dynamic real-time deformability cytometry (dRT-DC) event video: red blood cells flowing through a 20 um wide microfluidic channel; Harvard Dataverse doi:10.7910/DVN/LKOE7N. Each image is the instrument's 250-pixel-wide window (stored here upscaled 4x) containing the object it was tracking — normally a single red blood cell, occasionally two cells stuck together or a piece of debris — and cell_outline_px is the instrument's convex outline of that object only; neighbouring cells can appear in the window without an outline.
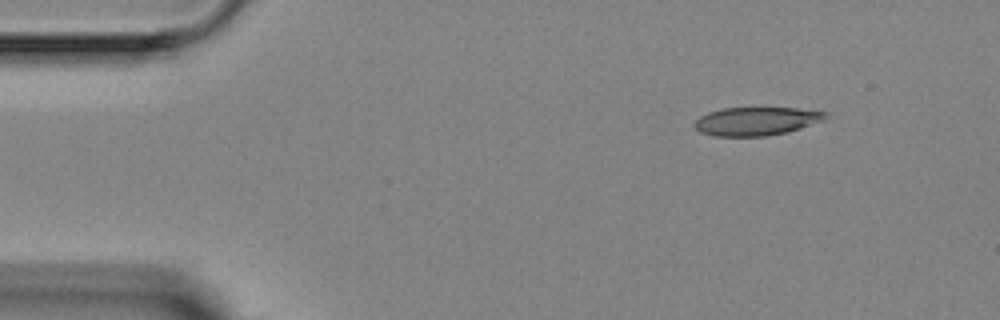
{"species": "Egyptian fruit bat (a non-hibernating species)", "species_latin": "Rousettus aegyptiacus", "temperature_condition": "room temperature", "stored_images_in_passage": 3, "camera_frame_rate_fps": 3000, "um_per_image_px": 0.085, "animal": {"sex": "female"}, "frame": {"image": 1, "passage_image": 1, "time_ms": 0.0, "image_size_px": [1000, 320], "cell_outline_px": [[828, 116], [824, 120], [800, 128], [784, 132], [764, 136], [712, 136], [700, 132], [692, 124], [700, 116], [708, 112], [724, 108], [796, 108], [828, 112]], "centroid_in_image_um": [64.26, 10.3], "position_along_channel_um": 20.7, "area_um2": 21.56}}